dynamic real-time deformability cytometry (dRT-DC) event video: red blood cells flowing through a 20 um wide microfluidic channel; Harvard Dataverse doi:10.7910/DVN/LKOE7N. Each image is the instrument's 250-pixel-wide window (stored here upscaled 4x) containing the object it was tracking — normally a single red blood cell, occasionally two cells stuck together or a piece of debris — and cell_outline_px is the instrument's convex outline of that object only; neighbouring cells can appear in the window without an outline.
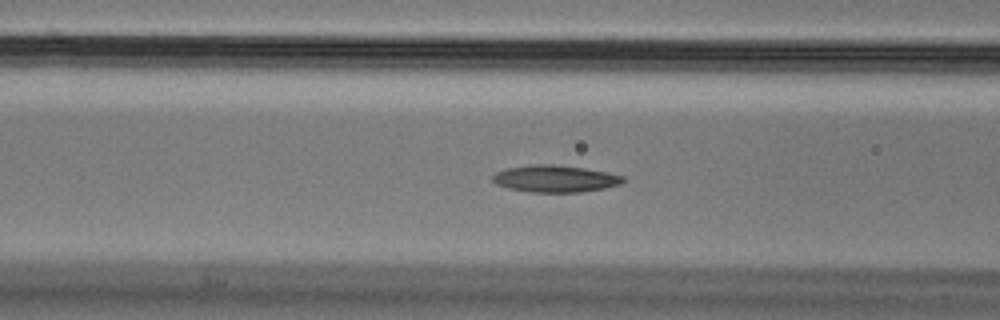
{"species": "Egyptian fruit bat (a non-hibernating species)", "species_latin": "Rousettus aegyptiacus", "temperature_condition": "cold", "stored_images_in_passage": 57, "segment_of_instrument_passage": [1, 2], "camera_frame_rate_fps": 3000, "um_per_image_px": 0.085, "animal": {"sex": "male"}, "frame": {"image": 1, "passage_image": 22, "time_ms": 7.0, "image_size_px": [1000, 320], "cell_outline_px": [[628, 180], [620, 184], [604, 188], [580, 192], [528, 192], [508, 188], [496, 184], [492, 180], [492, 176], [496, 172], [508, 168], [528, 164], [552, 164], [584, 168], [608, 172], [624, 176]], "centroid_in_image_um": [47.2, 15.18], "position_along_channel_um": 119.4, "area_um2": 20.63}}
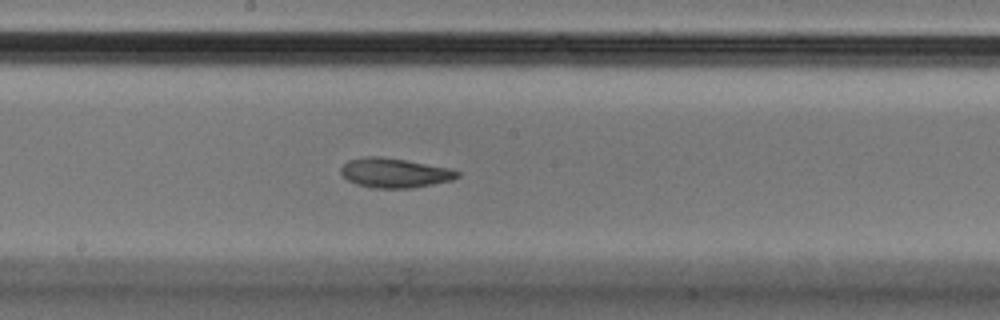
{"frame": {"image": 2, "passage_image": 30, "time_ms": 9.667, "image_size_px": [1000, 320], "cell_outline_px": [[460, 176], [452, 180], [412, 188], [372, 188], [356, 184], [348, 180], [340, 172], [340, 168], [348, 160], [364, 156], [380, 156], [404, 160], [448, 168], [460, 172]], "centroid_in_image_um": [33.51, 14.7], "position_along_channel_um": 214.7, "area_um2": 19.94}}
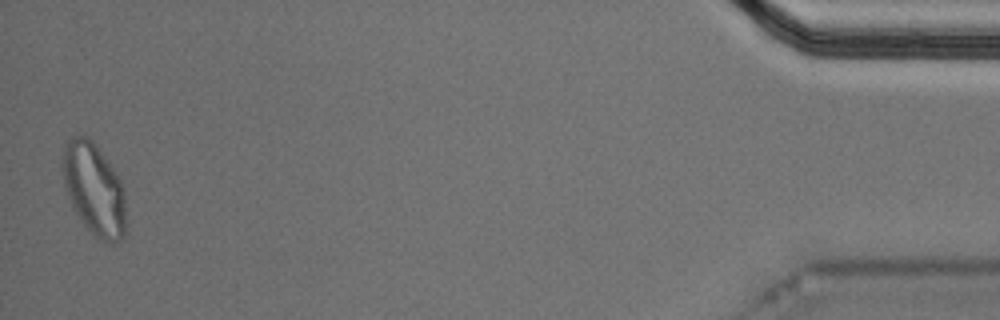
{"frame": {"image": 3, "passage_image": 55, "time_ms": 18.0, "image_size_px": [1000, 320], "cell_outline_px": [[124, 236], [120, 240], [100, 240], [80, 220], [72, 208], [64, 184], [60, 164], [64, 144], [72, 136], [88, 136], [92, 140], [116, 172], [124, 188]], "centroid_in_image_um": [7.94, 16.01], "position_along_channel_um": 427.3, "area_um2": 33.81}}